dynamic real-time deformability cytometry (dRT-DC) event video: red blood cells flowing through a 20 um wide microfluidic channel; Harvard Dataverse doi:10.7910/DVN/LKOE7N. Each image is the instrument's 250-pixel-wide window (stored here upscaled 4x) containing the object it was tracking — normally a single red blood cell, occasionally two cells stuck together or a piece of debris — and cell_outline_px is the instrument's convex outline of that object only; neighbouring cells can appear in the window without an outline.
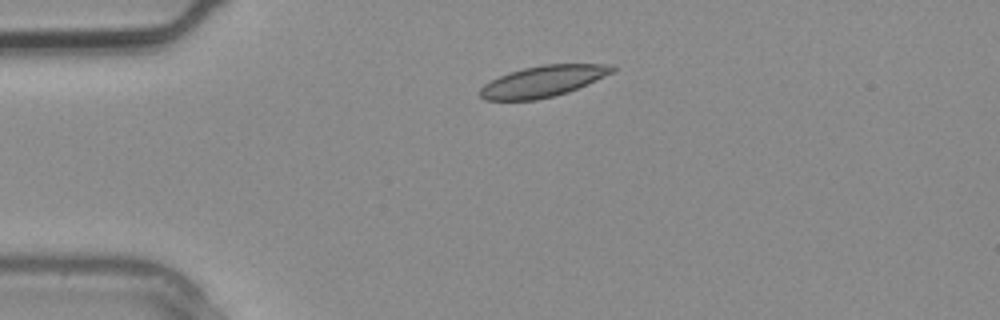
{"species": "common noctule bat (a hibernating species)", "species_latin": "Nyctalus noctula", "temperature_condition": "warm", "stored_images_in_passage": 4, "camera_frame_rate_fps": 3000, "um_per_image_px": 0.085, "animal": {"sex": "male", "body_mass_g": 20.4}, "frame": {"image": 1, "passage_image": 3, "time_ms": 0.667, "image_size_px": [1000, 320], "cell_outline_px": [[616, 72], [588, 84], [568, 92], [536, 100], [484, 100], [480, 96], [480, 88], [484, 84], [500, 76], [524, 68], [544, 64], [616, 64]], "centroid_in_image_um": [46.23, 6.9], "position_along_channel_um": 38.8, "area_um2": 24.04}}